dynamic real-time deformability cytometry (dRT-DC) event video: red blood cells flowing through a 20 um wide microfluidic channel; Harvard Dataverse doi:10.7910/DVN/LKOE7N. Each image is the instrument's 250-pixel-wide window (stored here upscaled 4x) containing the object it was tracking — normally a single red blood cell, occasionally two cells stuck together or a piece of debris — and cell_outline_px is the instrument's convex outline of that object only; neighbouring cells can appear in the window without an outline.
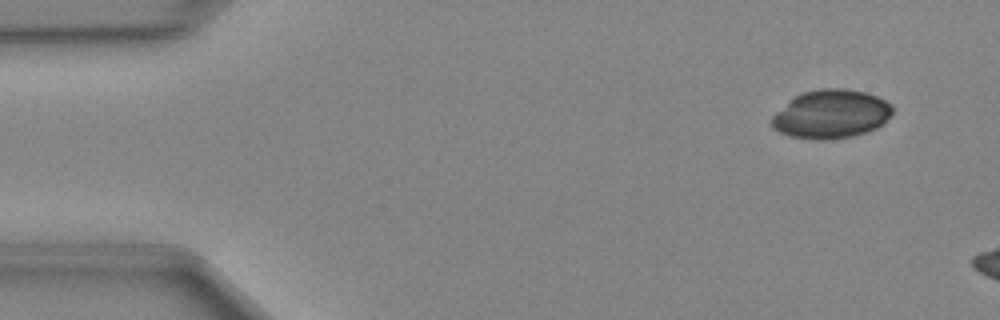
{"species": "Egyptian fruit bat (a non-hibernating species)", "species_latin": "Rousettus aegyptiacus", "temperature_condition": "cold", "stored_images_in_passage": 14, "camera_frame_rate_fps": 3000, "um_per_image_px": 0.085, "animal": {"sex": "female"}, "frame": {"image": 1, "passage_image": 4, "time_ms": 1.0, "image_size_px": [1000, 320], "cell_outline_px": [[892, 112], [884, 124], [876, 128], [852, 136], [832, 140], [816, 140], [788, 136], [772, 128], [768, 120], [788, 100], [804, 92], [820, 88], [844, 88], [864, 92], [876, 96], [892, 104]], "centroid_in_image_um": [70.6, 9.71], "position_along_channel_um": 14.4, "area_um2": 34.51}}